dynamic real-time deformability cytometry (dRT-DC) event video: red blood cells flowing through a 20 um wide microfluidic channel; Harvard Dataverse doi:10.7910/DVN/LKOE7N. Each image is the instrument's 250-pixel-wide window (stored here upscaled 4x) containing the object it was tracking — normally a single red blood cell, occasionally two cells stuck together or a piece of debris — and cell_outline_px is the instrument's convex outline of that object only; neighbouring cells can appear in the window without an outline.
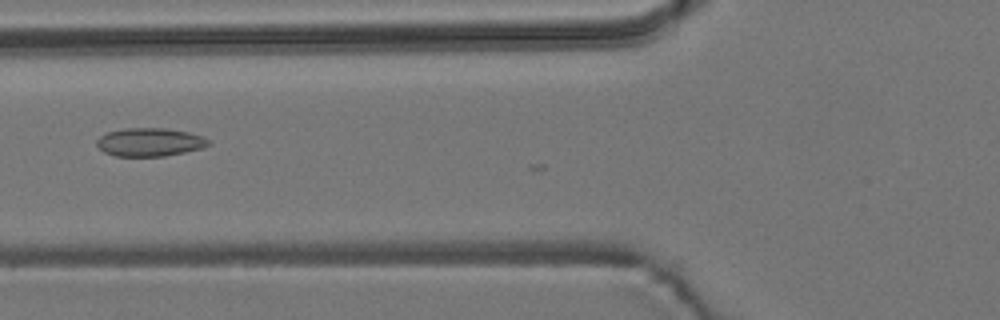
{"species": "common noctule bat (a hibernating species)", "species_latin": "Nyctalus noctula", "temperature_condition": "room temperature", "stored_images_in_passage": 4, "camera_frame_rate_fps": 3000, "um_per_image_px": 0.085, "animal": {"sex": "male", "body_mass_g": 19.2, "forearm_length_mm": 51.8}, "frame": {"image": 1, "passage_image": 3, "time_ms": 2.333, "image_size_px": [1000, 320], "cell_outline_px": [[212, 144], [204, 148], [164, 156], [116, 156], [104, 152], [96, 144], [96, 140], [100, 136], [108, 132], [124, 128], [164, 128], [188, 132], [204, 136]], "centroid_in_image_um": [12.75, 12.08], "position_along_channel_um": 113.0, "area_um2": 18.5}}